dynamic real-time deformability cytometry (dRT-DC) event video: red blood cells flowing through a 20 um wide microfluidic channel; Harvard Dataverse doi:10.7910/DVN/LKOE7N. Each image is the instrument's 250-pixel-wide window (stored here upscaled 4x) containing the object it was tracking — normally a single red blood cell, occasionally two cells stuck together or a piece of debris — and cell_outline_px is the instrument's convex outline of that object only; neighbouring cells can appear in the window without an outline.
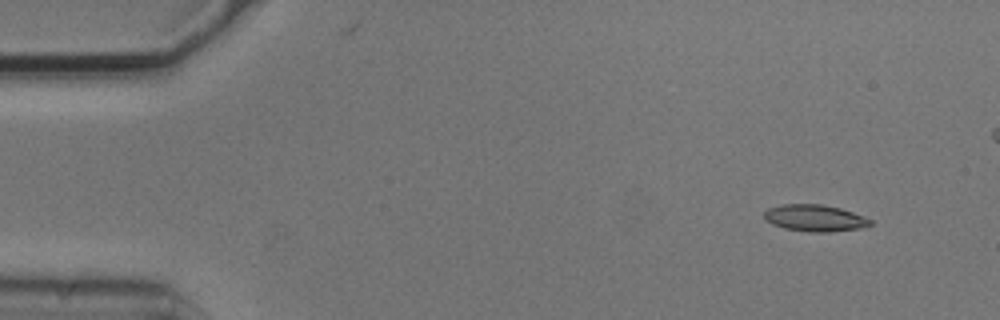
{"species": "common noctule bat (a hibernating species)", "species_latin": "Nyctalus noctula", "temperature_condition": "cold", "stored_images_in_passage": 4, "camera_frame_rate_fps": 3000, "um_per_image_px": 0.085, "animal": {"sex": "male", "body_mass_g": 20.5, "forearm_length_mm": 52.5}, "frame": {"image": 1, "passage_image": 1, "time_ms": 0.0, "image_size_px": [1000, 320], "cell_outline_px": [[872, 224], [864, 228], [828, 232], [808, 232], [784, 228], [772, 224], [764, 220], [764, 212], [768, 208], [780, 204], [820, 204], [840, 208], [852, 212], [872, 220]], "centroid_in_image_um": [69.24, 18.54], "position_along_channel_um": 15.8, "area_um2": 16.65}}